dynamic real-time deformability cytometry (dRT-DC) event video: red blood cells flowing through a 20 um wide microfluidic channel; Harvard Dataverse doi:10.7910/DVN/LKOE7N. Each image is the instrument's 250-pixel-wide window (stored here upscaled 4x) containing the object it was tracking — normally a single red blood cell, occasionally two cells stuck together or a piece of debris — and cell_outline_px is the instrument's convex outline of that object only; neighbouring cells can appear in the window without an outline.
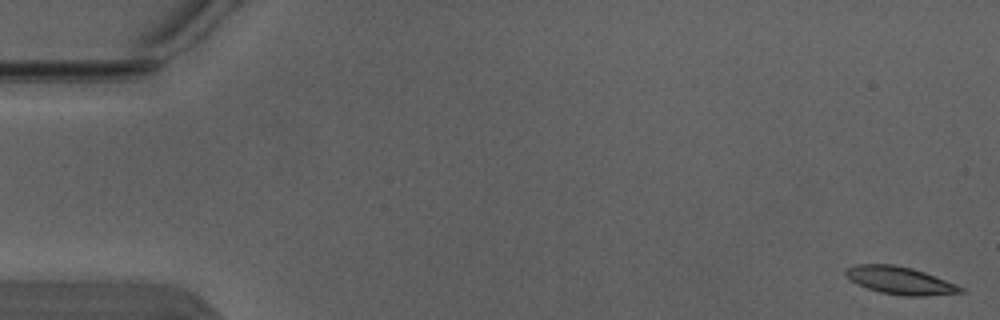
{"species": "Egyptian fruit bat (a non-hibernating species)", "species_latin": "Rousettus aegyptiacus", "temperature_condition": "warm", "stored_images_in_passage": 3, "camera_frame_rate_fps": 3000, "um_per_image_px": 0.085, "animal": {"sex": "male"}, "frame": {"image": 1, "passage_image": 1, "time_ms": 0.0, "image_size_px": [1000, 320], "cell_outline_px": [[964, 292], [928, 296], [904, 296], [880, 292], [868, 288], [844, 276], [844, 272], [848, 268], [856, 264], [892, 264], [912, 268], [924, 272], [956, 284], [964, 288]], "centroid_in_image_um": [76.52, 23.84], "position_along_channel_um": 8.5, "area_um2": 18.32}}